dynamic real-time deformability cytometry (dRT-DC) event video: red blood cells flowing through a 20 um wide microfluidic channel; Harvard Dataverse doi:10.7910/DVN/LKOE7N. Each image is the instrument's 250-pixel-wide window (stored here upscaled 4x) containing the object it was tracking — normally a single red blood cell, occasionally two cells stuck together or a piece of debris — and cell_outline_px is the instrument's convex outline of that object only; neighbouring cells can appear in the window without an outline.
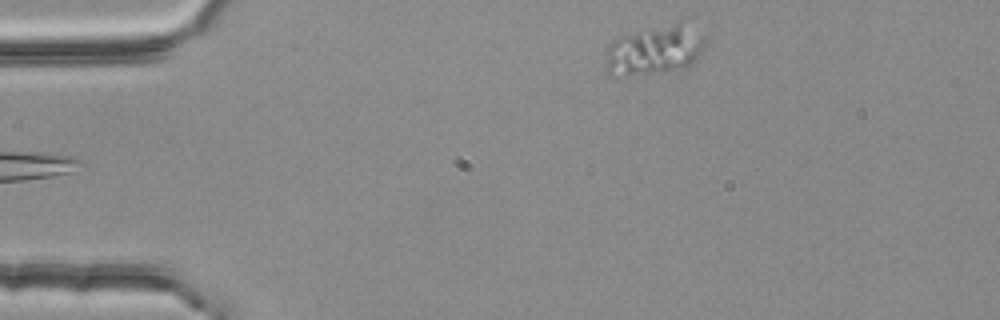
{"species": "common noctule bat (a hibernating species)", "species_latin": "Nyctalus noctula", "temperature_condition": "room temperature", "stored_images_in_passage": 3, "camera_frame_rate_fps": 3000, "um_per_image_px": 0.085, "animal": {"sex": "female", "body_mass_g": 25.1}, "frame": {"image": 1, "passage_image": 3, "time_ms": 0.667, "image_size_px": [1000, 320], "cell_outline_px": [[708, 44], [704, 52], [692, 64], [664, 72], [624, 76], [612, 76], [604, 68], [604, 52], [612, 40], [620, 36], [684, 16], [708, 36]], "centroid_in_image_um": [55.74, 4.15], "position_along_channel_um": 29.3, "area_um2": 30.92}}